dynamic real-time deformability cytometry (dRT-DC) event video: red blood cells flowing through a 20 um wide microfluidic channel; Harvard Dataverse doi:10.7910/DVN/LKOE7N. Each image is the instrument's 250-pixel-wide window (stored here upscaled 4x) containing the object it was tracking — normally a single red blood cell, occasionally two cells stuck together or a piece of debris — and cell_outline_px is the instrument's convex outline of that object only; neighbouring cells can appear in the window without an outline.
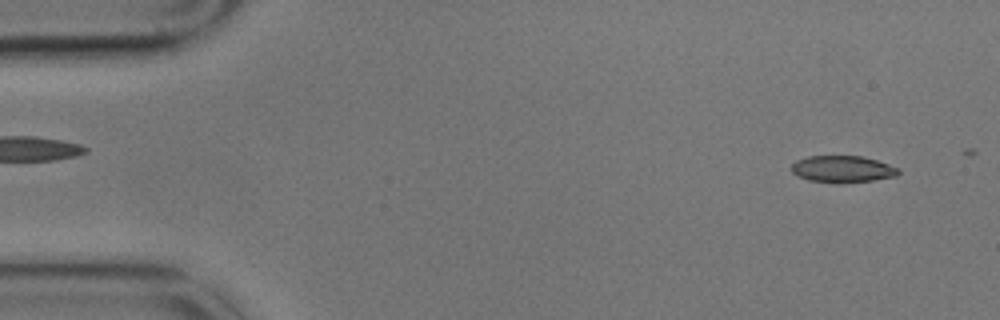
{"species": "common noctule bat (a hibernating species)", "species_latin": "Nyctalus noctula", "temperature_condition": "cold", "stored_images_in_passage": 16, "camera_frame_rate_fps": 3000, "um_per_image_px": 0.085, "animal": {"sex": "male", "body_mass_g": 17.9}, "frame": {"image": 1, "passage_image": 3, "time_ms": 0.667, "image_size_px": [1000, 320], "cell_outline_px": [[900, 172], [896, 176], [872, 180], [844, 184], [836, 184], [808, 180], [792, 172], [792, 164], [796, 160], [808, 156], [864, 156], [900, 168]], "centroid_in_image_um": [71.63, 14.38], "position_along_channel_um": 13.4, "area_um2": 16.88}}